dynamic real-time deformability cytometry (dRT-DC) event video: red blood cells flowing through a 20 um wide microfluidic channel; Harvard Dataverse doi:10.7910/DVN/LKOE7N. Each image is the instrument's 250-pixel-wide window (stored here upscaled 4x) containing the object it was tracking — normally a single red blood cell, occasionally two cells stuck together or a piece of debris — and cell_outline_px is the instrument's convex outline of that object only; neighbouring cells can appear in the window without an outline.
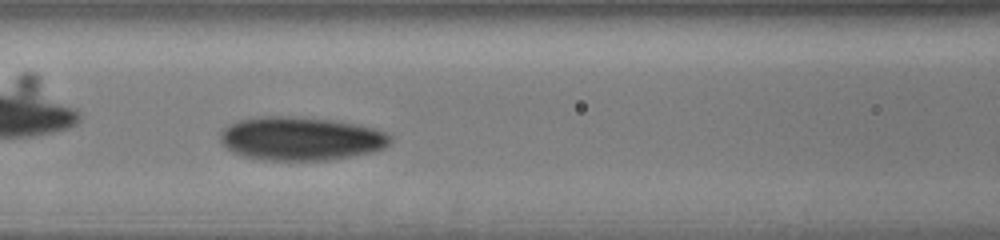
{"species": "human", "species_latin": "Homo sapiens", "temperature_condition": "cold", "stored_images_in_passage": 32, "camera_frame_rate_fps": 3000, "um_per_image_px": 0.085, "donor": {"sex": "male"}, "frame": {"image": 1, "passage_image": 10, "time_ms": 3.0, "image_size_px": [1000, 240], "cell_outline_px": [[392, 140], [384, 148], [372, 152], [328, 160], [264, 160], [240, 156], [224, 148], [220, 140], [220, 132], [228, 124], [240, 120], [260, 116], [292, 116], [332, 120], [360, 124], [376, 128], [392, 136]], "centroid_in_image_um": [25.54, 11.78], "position_along_channel_um": 141.1, "area_um2": 43.58}}